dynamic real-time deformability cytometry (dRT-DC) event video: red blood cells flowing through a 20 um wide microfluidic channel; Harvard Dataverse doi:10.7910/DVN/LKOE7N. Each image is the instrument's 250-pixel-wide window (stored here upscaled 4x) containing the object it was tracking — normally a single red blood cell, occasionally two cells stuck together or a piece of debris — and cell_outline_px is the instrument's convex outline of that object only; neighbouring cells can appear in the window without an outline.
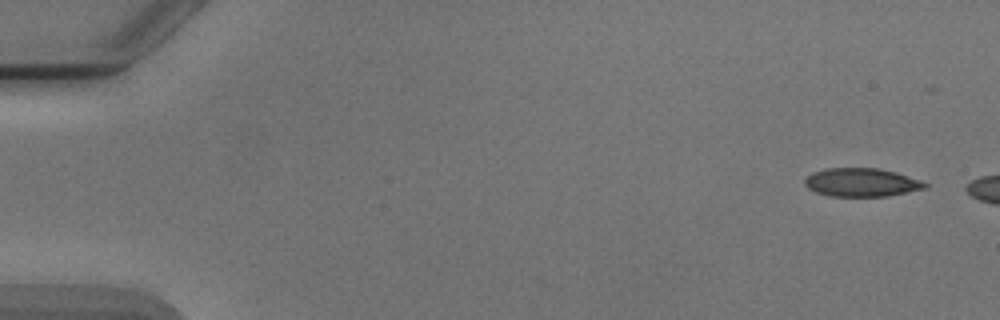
{"species": "Egyptian fruit bat (a non-hibernating species)", "species_latin": "Rousettus aegyptiacus", "temperature_condition": "cold", "stored_images_in_passage": 5, "camera_frame_rate_fps": 3000, "um_per_image_px": 0.085, "animal": {"sex": "male"}, "frame": {"image": 1, "passage_image": 1, "time_ms": 0.0, "image_size_px": [1000, 320], "cell_outline_px": [[928, 188], [888, 196], [832, 196], [816, 192], [808, 188], [804, 184], [804, 180], [812, 172], [824, 168], [880, 168], [896, 172], [928, 184]], "centroid_in_image_um": [73.21, 15.5], "position_along_channel_um": 11.8, "area_um2": 19.88}}
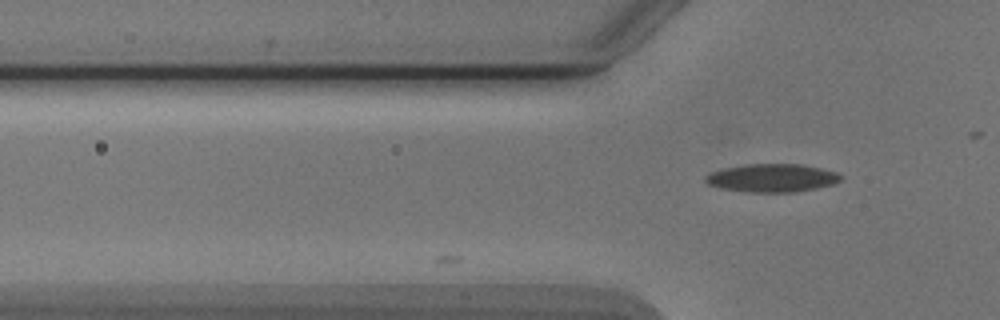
{"frame": {"image": 2, "passage_image": 5, "time_ms": 4.667, "image_size_px": [1000, 320], "cell_outline_px": [[840, 180], [832, 184], [792, 192], [752, 192], [724, 188], [708, 184], [704, 180], [704, 176], [712, 172], [724, 168], [748, 164], [800, 164], [820, 168], [836, 172], [840, 176]], "centroid_in_image_um": [65.59, 15.11], "position_along_channel_um": 60.2, "area_um2": 21.68}}